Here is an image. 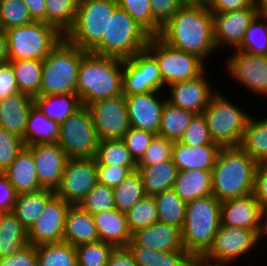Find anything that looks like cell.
Instances as JSON below:
<instances>
[{
  "label": "cell",
  "mask_w": 267,
  "mask_h": 266,
  "mask_svg": "<svg viewBox=\"0 0 267 266\" xmlns=\"http://www.w3.org/2000/svg\"><path fill=\"white\" fill-rule=\"evenodd\" d=\"M158 37L169 46L204 61L217 49L213 17L206 5L185 4L162 26Z\"/></svg>",
  "instance_id": "1"
},
{
  "label": "cell",
  "mask_w": 267,
  "mask_h": 266,
  "mask_svg": "<svg viewBox=\"0 0 267 266\" xmlns=\"http://www.w3.org/2000/svg\"><path fill=\"white\" fill-rule=\"evenodd\" d=\"M123 59L88 52L81 60L76 94L83 106L123 94Z\"/></svg>",
  "instance_id": "2"
},
{
  "label": "cell",
  "mask_w": 267,
  "mask_h": 266,
  "mask_svg": "<svg viewBox=\"0 0 267 266\" xmlns=\"http://www.w3.org/2000/svg\"><path fill=\"white\" fill-rule=\"evenodd\" d=\"M257 166L240 147H222L211 170L212 195L222 202L252 194Z\"/></svg>",
  "instance_id": "3"
},
{
  "label": "cell",
  "mask_w": 267,
  "mask_h": 266,
  "mask_svg": "<svg viewBox=\"0 0 267 266\" xmlns=\"http://www.w3.org/2000/svg\"><path fill=\"white\" fill-rule=\"evenodd\" d=\"M221 225V201L212 194L187 202L181 228L184 249L191 256H204Z\"/></svg>",
  "instance_id": "4"
},
{
  "label": "cell",
  "mask_w": 267,
  "mask_h": 266,
  "mask_svg": "<svg viewBox=\"0 0 267 266\" xmlns=\"http://www.w3.org/2000/svg\"><path fill=\"white\" fill-rule=\"evenodd\" d=\"M150 37L126 11L117 6L108 19L107 32L90 53L126 60L146 49Z\"/></svg>",
  "instance_id": "5"
},
{
  "label": "cell",
  "mask_w": 267,
  "mask_h": 266,
  "mask_svg": "<svg viewBox=\"0 0 267 266\" xmlns=\"http://www.w3.org/2000/svg\"><path fill=\"white\" fill-rule=\"evenodd\" d=\"M87 53L63 38L43 60L41 87L37 96L76 93L79 65Z\"/></svg>",
  "instance_id": "6"
},
{
  "label": "cell",
  "mask_w": 267,
  "mask_h": 266,
  "mask_svg": "<svg viewBox=\"0 0 267 266\" xmlns=\"http://www.w3.org/2000/svg\"><path fill=\"white\" fill-rule=\"evenodd\" d=\"M117 6V0H79L75 21L64 38L90 52L107 32L108 19Z\"/></svg>",
  "instance_id": "7"
},
{
  "label": "cell",
  "mask_w": 267,
  "mask_h": 266,
  "mask_svg": "<svg viewBox=\"0 0 267 266\" xmlns=\"http://www.w3.org/2000/svg\"><path fill=\"white\" fill-rule=\"evenodd\" d=\"M219 91L202 112L213 142L221 147H239L251 115Z\"/></svg>",
  "instance_id": "8"
},
{
  "label": "cell",
  "mask_w": 267,
  "mask_h": 266,
  "mask_svg": "<svg viewBox=\"0 0 267 266\" xmlns=\"http://www.w3.org/2000/svg\"><path fill=\"white\" fill-rule=\"evenodd\" d=\"M5 32L8 39L9 61L44 60L64 38L55 27L41 21L12 27Z\"/></svg>",
  "instance_id": "9"
},
{
  "label": "cell",
  "mask_w": 267,
  "mask_h": 266,
  "mask_svg": "<svg viewBox=\"0 0 267 266\" xmlns=\"http://www.w3.org/2000/svg\"><path fill=\"white\" fill-rule=\"evenodd\" d=\"M146 49L155 57L166 88L177 82L190 80L201 75L206 69L202 58L196 54L177 50L158 36H151Z\"/></svg>",
  "instance_id": "10"
},
{
  "label": "cell",
  "mask_w": 267,
  "mask_h": 266,
  "mask_svg": "<svg viewBox=\"0 0 267 266\" xmlns=\"http://www.w3.org/2000/svg\"><path fill=\"white\" fill-rule=\"evenodd\" d=\"M99 141L87 106H82L60 124L58 144L68 158H95Z\"/></svg>",
  "instance_id": "11"
},
{
  "label": "cell",
  "mask_w": 267,
  "mask_h": 266,
  "mask_svg": "<svg viewBox=\"0 0 267 266\" xmlns=\"http://www.w3.org/2000/svg\"><path fill=\"white\" fill-rule=\"evenodd\" d=\"M98 183L96 159L68 158L54 194L70 205H79Z\"/></svg>",
  "instance_id": "12"
},
{
  "label": "cell",
  "mask_w": 267,
  "mask_h": 266,
  "mask_svg": "<svg viewBox=\"0 0 267 266\" xmlns=\"http://www.w3.org/2000/svg\"><path fill=\"white\" fill-rule=\"evenodd\" d=\"M165 89L155 57L144 49L123 62V95Z\"/></svg>",
  "instance_id": "13"
},
{
  "label": "cell",
  "mask_w": 267,
  "mask_h": 266,
  "mask_svg": "<svg viewBox=\"0 0 267 266\" xmlns=\"http://www.w3.org/2000/svg\"><path fill=\"white\" fill-rule=\"evenodd\" d=\"M100 140L122 139L130 129L124 95L97 100L87 106Z\"/></svg>",
  "instance_id": "14"
},
{
  "label": "cell",
  "mask_w": 267,
  "mask_h": 266,
  "mask_svg": "<svg viewBox=\"0 0 267 266\" xmlns=\"http://www.w3.org/2000/svg\"><path fill=\"white\" fill-rule=\"evenodd\" d=\"M257 231L220 225L211 248L204 256L210 260L232 264L256 247Z\"/></svg>",
  "instance_id": "15"
},
{
  "label": "cell",
  "mask_w": 267,
  "mask_h": 266,
  "mask_svg": "<svg viewBox=\"0 0 267 266\" xmlns=\"http://www.w3.org/2000/svg\"><path fill=\"white\" fill-rule=\"evenodd\" d=\"M234 52L226 61L229 76L255 95L267 96V56L244 53L237 49Z\"/></svg>",
  "instance_id": "16"
},
{
  "label": "cell",
  "mask_w": 267,
  "mask_h": 266,
  "mask_svg": "<svg viewBox=\"0 0 267 266\" xmlns=\"http://www.w3.org/2000/svg\"><path fill=\"white\" fill-rule=\"evenodd\" d=\"M70 204L55 194L47 201L38 220L27 231L34 246L63 241L65 217Z\"/></svg>",
  "instance_id": "17"
},
{
  "label": "cell",
  "mask_w": 267,
  "mask_h": 266,
  "mask_svg": "<svg viewBox=\"0 0 267 266\" xmlns=\"http://www.w3.org/2000/svg\"><path fill=\"white\" fill-rule=\"evenodd\" d=\"M207 78L205 70L196 78L169 85L170 98L167 96V102L172 106L201 114L211 98L218 92V89H213L214 87L210 85Z\"/></svg>",
  "instance_id": "18"
},
{
  "label": "cell",
  "mask_w": 267,
  "mask_h": 266,
  "mask_svg": "<svg viewBox=\"0 0 267 266\" xmlns=\"http://www.w3.org/2000/svg\"><path fill=\"white\" fill-rule=\"evenodd\" d=\"M258 14L257 8L212 13L214 41L217 49L228 48L227 46L232 50L237 49L241 45L250 23Z\"/></svg>",
  "instance_id": "19"
},
{
  "label": "cell",
  "mask_w": 267,
  "mask_h": 266,
  "mask_svg": "<svg viewBox=\"0 0 267 266\" xmlns=\"http://www.w3.org/2000/svg\"><path fill=\"white\" fill-rule=\"evenodd\" d=\"M160 94V91H149L124 95L131 127L151 131L158 135L162 110L167 102V99L162 98Z\"/></svg>",
  "instance_id": "20"
},
{
  "label": "cell",
  "mask_w": 267,
  "mask_h": 266,
  "mask_svg": "<svg viewBox=\"0 0 267 266\" xmlns=\"http://www.w3.org/2000/svg\"><path fill=\"white\" fill-rule=\"evenodd\" d=\"M26 147L32 152L40 186L55 191L68 160L67 154L58 143H36Z\"/></svg>",
  "instance_id": "21"
},
{
  "label": "cell",
  "mask_w": 267,
  "mask_h": 266,
  "mask_svg": "<svg viewBox=\"0 0 267 266\" xmlns=\"http://www.w3.org/2000/svg\"><path fill=\"white\" fill-rule=\"evenodd\" d=\"M128 245L143 246L156 251L185 250L181 229L160 221L132 233Z\"/></svg>",
  "instance_id": "22"
},
{
  "label": "cell",
  "mask_w": 267,
  "mask_h": 266,
  "mask_svg": "<svg viewBox=\"0 0 267 266\" xmlns=\"http://www.w3.org/2000/svg\"><path fill=\"white\" fill-rule=\"evenodd\" d=\"M261 206L254 194L221 202V225L258 230Z\"/></svg>",
  "instance_id": "23"
},
{
  "label": "cell",
  "mask_w": 267,
  "mask_h": 266,
  "mask_svg": "<svg viewBox=\"0 0 267 266\" xmlns=\"http://www.w3.org/2000/svg\"><path fill=\"white\" fill-rule=\"evenodd\" d=\"M221 148L218 143L196 147L175 141L172 160L178 171L198 169L211 171Z\"/></svg>",
  "instance_id": "24"
},
{
  "label": "cell",
  "mask_w": 267,
  "mask_h": 266,
  "mask_svg": "<svg viewBox=\"0 0 267 266\" xmlns=\"http://www.w3.org/2000/svg\"><path fill=\"white\" fill-rule=\"evenodd\" d=\"M34 97L18 92L0 101V127L24 140L27 118Z\"/></svg>",
  "instance_id": "25"
},
{
  "label": "cell",
  "mask_w": 267,
  "mask_h": 266,
  "mask_svg": "<svg viewBox=\"0 0 267 266\" xmlns=\"http://www.w3.org/2000/svg\"><path fill=\"white\" fill-rule=\"evenodd\" d=\"M98 239L114 247H127L132 233L129 230L125 213L114 208L93 215Z\"/></svg>",
  "instance_id": "26"
},
{
  "label": "cell",
  "mask_w": 267,
  "mask_h": 266,
  "mask_svg": "<svg viewBox=\"0 0 267 266\" xmlns=\"http://www.w3.org/2000/svg\"><path fill=\"white\" fill-rule=\"evenodd\" d=\"M63 241L74 247L99 241L93 215L79 205H70L65 217Z\"/></svg>",
  "instance_id": "27"
},
{
  "label": "cell",
  "mask_w": 267,
  "mask_h": 266,
  "mask_svg": "<svg viewBox=\"0 0 267 266\" xmlns=\"http://www.w3.org/2000/svg\"><path fill=\"white\" fill-rule=\"evenodd\" d=\"M4 174L18 194L43 189L39 184L32 152L26 146L16 156V159L5 170Z\"/></svg>",
  "instance_id": "28"
},
{
  "label": "cell",
  "mask_w": 267,
  "mask_h": 266,
  "mask_svg": "<svg viewBox=\"0 0 267 266\" xmlns=\"http://www.w3.org/2000/svg\"><path fill=\"white\" fill-rule=\"evenodd\" d=\"M173 189L185 202L211 195V171L201 169L178 171Z\"/></svg>",
  "instance_id": "29"
},
{
  "label": "cell",
  "mask_w": 267,
  "mask_h": 266,
  "mask_svg": "<svg viewBox=\"0 0 267 266\" xmlns=\"http://www.w3.org/2000/svg\"><path fill=\"white\" fill-rule=\"evenodd\" d=\"M34 105L50 120L61 124L83 105L76 93L35 96Z\"/></svg>",
  "instance_id": "30"
},
{
  "label": "cell",
  "mask_w": 267,
  "mask_h": 266,
  "mask_svg": "<svg viewBox=\"0 0 267 266\" xmlns=\"http://www.w3.org/2000/svg\"><path fill=\"white\" fill-rule=\"evenodd\" d=\"M146 195H155L173 188L178 169L173 160H167L155 165L137 166Z\"/></svg>",
  "instance_id": "31"
},
{
  "label": "cell",
  "mask_w": 267,
  "mask_h": 266,
  "mask_svg": "<svg viewBox=\"0 0 267 266\" xmlns=\"http://www.w3.org/2000/svg\"><path fill=\"white\" fill-rule=\"evenodd\" d=\"M60 124L48 119L35 105L30 109L25 130L24 143H58Z\"/></svg>",
  "instance_id": "32"
},
{
  "label": "cell",
  "mask_w": 267,
  "mask_h": 266,
  "mask_svg": "<svg viewBox=\"0 0 267 266\" xmlns=\"http://www.w3.org/2000/svg\"><path fill=\"white\" fill-rule=\"evenodd\" d=\"M53 195L54 191L50 189H41L36 192L17 195L12 212L27 231L38 220L45 204Z\"/></svg>",
  "instance_id": "33"
},
{
  "label": "cell",
  "mask_w": 267,
  "mask_h": 266,
  "mask_svg": "<svg viewBox=\"0 0 267 266\" xmlns=\"http://www.w3.org/2000/svg\"><path fill=\"white\" fill-rule=\"evenodd\" d=\"M28 244L27 230L12 211L5 212L0 221V259L18 253Z\"/></svg>",
  "instance_id": "34"
},
{
  "label": "cell",
  "mask_w": 267,
  "mask_h": 266,
  "mask_svg": "<svg viewBox=\"0 0 267 266\" xmlns=\"http://www.w3.org/2000/svg\"><path fill=\"white\" fill-rule=\"evenodd\" d=\"M138 266H189L191 255L186 250L156 251L138 245H127Z\"/></svg>",
  "instance_id": "35"
},
{
  "label": "cell",
  "mask_w": 267,
  "mask_h": 266,
  "mask_svg": "<svg viewBox=\"0 0 267 266\" xmlns=\"http://www.w3.org/2000/svg\"><path fill=\"white\" fill-rule=\"evenodd\" d=\"M250 117L239 147L257 163L267 162V118Z\"/></svg>",
  "instance_id": "36"
},
{
  "label": "cell",
  "mask_w": 267,
  "mask_h": 266,
  "mask_svg": "<svg viewBox=\"0 0 267 266\" xmlns=\"http://www.w3.org/2000/svg\"><path fill=\"white\" fill-rule=\"evenodd\" d=\"M13 68L18 90L35 97L39 94L43 70V60L26 59L8 61Z\"/></svg>",
  "instance_id": "37"
},
{
  "label": "cell",
  "mask_w": 267,
  "mask_h": 266,
  "mask_svg": "<svg viewBox=\"0 0 267 266\" xmlns=\"http://www.w3.org/2000/svg\"><path fill=\"white\" fill-rule=\"evenodd\" d=\"M194 115V112L172 106L169 102H166L161 114L158 136L174 142L179 141Z\"/></svg>",
  "instance_id": "38"
},
{
  "label": "cell",
  "mask_w": 267,
  "mask_h": 266,
  "mask_svg": "<svg viewBox=\"0 0 267 266\" xmlns=\"http://www.w3.org/2000/svg\"><path fill=\"white\" fill-rule=\"evenodd\" d=\"M157 210L158 221L182 228L185 220L187 202L182 200L173 188L153 195Z\"/></svg>",
  "instance_id": "39"
},
{
  "label": "cell",
  "mask_w": 267,
  "mask_h": 266,
  "mask_svg": "<svg viewBox=\"0 0 267 266\" xmlns=\"http://www.w3.org/2000/svg\"><path fill=\"white\" fill-rule=\"evenodd\" d=\"M115 208L126 213L146 196L142 177L138 170L132 171L118 186L113 188Z\"/></svg>",
  "instance_id": "40"
},
{
  "label": "cell",
  "mask_w": 267,
  "mask_h": 266,
  "mask_svg": "<svg viewBox=\"0 0 267 266\" xmlns=\"http://www.w3.org/2000/svg\"><path fill=\"white\" fill-rule=\"evenodd\" d=\"M38 266H78L76 248L65 242L36 246Z\"/></svg>",
  "instance_id": "41"
},
{
  "label": "cell",
  "mask_w": 267,
  "mask_h": 266,
  "mask_svg": "<svg viewBox=\"0 0 267 266\" xmlns=\"http://www.w3.org/2000/svg\"><path fill=\"white\" fill-rule=\"evenodd\" d=\"M95 159L97 165L137 167V162L122 139L100 140Z\"/></svg>",
  "instance_id": "42"
},
{
  "label": "cell",
  "mask_w": 267,
  "mask_h": 266,
  "mask_svg": "<svg viewBox=\"0 0 267 266\" xmlns=\"http://www.w3.org/2000/svg\"><path fill=\"white\" fill-rule=\"evenodd\" d=\"M79 0H45L46 24L65 35L73 26Z\"/></svg>",
  "instance_id": "43"
},
{
  "label": "cell",
  "mask_w": 267,
  "mask_h": 266,
  "mask_svg": "<svg viewBox=\"0 0 267 266\" xmlns=\"http://www.w3.org/2000/svg\"><path fill=\"white\" fill-rule=\"evenodd\" d=\"M237 50L258 56H267V15L258 14L253 19Z\"/></svg>",
  "instance_id": "44"
},
{
  "label": "cell",
  "mask_w": 267,
  "mask_h": 266,
  "mask_svg": "<svg viewBox=\"0 0 267 266\" xmlns=\"http://www.w3.org/2000/svg\"><path fill=\"white\" fill-rule=\"evenodd\" d=\"M125 216L131 233L158 222L159 215L154 197L146 195L127 211Z\"/></svg>",
  "instance_id": "45"
},
{
  "label": "cell",
  "mask_w": 267,
  "mask_h": 266,
  "mask_svg": "<svg viewBox=\"0 0 267 266\" xmlns=\"http://www.w3.org/2000/svg\"><path fill=\"white\" fill-rule=\"evenodd\" d=\"M34 22L22 0H0V28L27 25Z\"/></svg>",
  "instance_id": "46"
},
{
  "label": "cell",
  "mask_w": 267,
  "mask_h": 266,
  "mask_svg": "<svg viewBox=\"0 0 267 266\" xmlns=\"http://www.w3.org/2000/svg\"><path fill=\"white\" fill-rule=\"evenodd\" d=\"M78 266H107L114 246L102 241L85 243L75 247Z\"/></svg>",
  "instance_id": "47"
},
{
  "label": "cell",
  "mask_w": 267,
  "mask_h": 266,
  "mask_svg": "<svg viewBox=\"0 0 267 266\" xmlns=\"http://www.w3.org/2000/svg\"><path fill=\"white\" fill-rule=\"evenodd\" d=\"M79 206L91 215L114 209L113 188L97 183L80 202Z\"/></svg>",
  "instance_id": "48"
},
{
  "label": "cell",
  "mask_w": 267,
  "mask_h": 266,
  "mask_svg": "<svg viewBox=\"0 0 267 266\" xmlns=\"http://www.w3.org/2000/svg\"><path fill=\"white\" fill-rule=\"evenodd\" d=\"M117 3L151 36H155V18L152 15L150 0H117Z\"/></svg>",
  "instance_id": "49"
},
{
  "label": "cell",
  "mask_w": 267,
  "mask_h": 266,
  "mask_svg": "<svg viewBox=\"0 0 267 266\" xmlns=\"http://www.w3.org/2000/svg\"><path fill=\"white\" fill-rule=\"evenodd\" d=\"M174 141L156 135L144 155L137 162V166H149L171 160Z\"/></svg>",
  "instance_id": "50"
},
{
  "label": "cell",
  "mask_w": 267,
  "mask_h": 266,
  "mask_svg": "<svg viewBox=\"0 0 267 266\" xmlns=\"http://www.w3.org/2000/svg\"><path fill=\"white\" fill-rule=\"evenodd\" d=\"M24 140L0 127V172L5 170L16 159V156L24 149Z\"/></svg>",
  "instance_id": "51"
},
{
  "label": "cell",
  "mask_w": 267,
  "mask_h": 266,
  "mask_svg": "<svg viewBox=\"0 0 267 266\" xmlns=\"http://www.w3.org/2000/svg\"><path fill=\"white\" fill-rule=\"evenodd\" d=\"M179 141L186 145L196 147L200 145L216 143L213 142L210 136L209 128L203 113L195 114L193 116L188 128L185 130Z\"/></svg>",
  "instance_id": "52"
},
{
  "label": "cell",
  "mask_w": 267,
  "mask_h": 266,
  "mask_svg": "<svg viewBox=\"0 0 267 266\" xmlns=\"http://www.w3.org/2000/svg\"><path fill=\"white\" fill-rule=\"evenodd\" d=\"M155 136L156 134L151 131L130 127V129L124 134L122 140L134 160L138 162Z\"/></svg>",
  "instance_id": "53"
},
{
  "label": "cell",
  "mask_w": 267,
  "mask_h": 266,
  "mask_svg": "<svg viewBox=\"0 0 267 266\" xmlns=\"http://www.w3.org/2000/svg\"><path fill=\"white\" fill-rule=\"evenodd\" d=\"M185 3L182 0H150L152 15L155 18V36L161 28Z\"/></svg>",
  "instance_id": "54"
},
{
  "label": "cell",
  "mask_w": 267,
  "mask_h": 266,
  "mask_svg": "<svg viewBox=\"0 0 267 266\" xmlns=\"http://www.w3.org/2000/svg\"><path fill=\"white\" fill-rule=\"evenodd\" d=\"M135 170H137V167L97 165L98 183L114 188Z\"/></svg>",
  "instance_id": "55"
},
{
  "label": "cell",
  "mask_w": 267,
  "mask_h": 266,
  "mask_svg": "<svg viewBox=\"0 0 267 266\" xmlns=\"http://www.w3.org/2000/svg\"><path fill=\"white\" fill-rule=\"evenodd\" d=\"M0 266H38L36 246L28 244L18 253L1 258Z\"/></svg>",
  "instance_id": "56"
},
{
  "label": "cell",
  "mask_w": 267,
  "mask_h": 266,
  "mask_svg": "<svg viewBox=\"0 0 267 266\" xmlns=\"http://www.w3.org/2000/svg\"><path fill=\"white\" fill-rule=\"evenodd\" d=\"M18 92L12 65L9 62L0 64V101Z\"/></svg>",
  "instance_id": "57"
},
{
  "label": "cell",
  "mask_w": 267,
  "mask_h": 266,
  "mask_svg": "<svg viewBox=\"0 0 267 266\" xmlns=\"http://www.w3.org/2000/svg\"><path fill=\"white\" fill-rule=\"evenodd\" d=\"M206 6L211 13H226L244 8H256L255 0H208Z\"/></svg>",
  "instance_id": "58"
},
{
  "label": "cell",
  "mask_w": 267,
  "mask_h": 266,
  "mask_svg": "<svg viewBox=\"0 0 267 266\" xmlns=\"http://www.w3.org/2000/svg\"><path fill=\"white\" fill-rule=\"evenodd\" d=\"M253 194L261 208L267 207V162L258 163Z\"/></svg>",
  "instance_id": "59"
},
{
  "label": "cell",
  "mask_w": 267,
  "mask_h": 266,
  "mask_svg": "<svg viewBox=\"0 0 267 266\" xmlns=\"http://www.w3.org/2000/svg\"><path fill=\"white\" fill-rule=\"evenodd\" d=\"M18 193L8 182L4 173L0 172V210L3 212L13 211Z\"/></svg>",
  "instance_id": "60"
},
{
  "label": "cell",
  "mask_w": 267,
  "mask_h": 266,
  "mask_svg": "<svg viewBox=\"0 0 267 266\" xmlns=\"http://www.w3.org/2000/svg\"><path fill=\"white\" fill-rule=\"evenodd\" d=\"M107 266H138L128 247H114Z\"/></svg>",
  "instance_id": "61"
},
{
  "label": "cell",
  "mask_w": 267,
  "mask_h": 266,
  "mask_svg": "<svg viewBox=\"0 0 267 266\" xmlns=\"http://www.w3.org/2000/svg\"><path fill=\"white\" fill-rule=\"evenodd\" d=\"M34 21L46 23L45 0H22Z\"/></svg>",
  "instance_id": "62"
},
{
  "label": "cell",
  "mask_w": 267,
  "mask_h": 266,
  "mask_svg": "<svg viewBox=\"0 0 267 266\" xmlns=\"http://www.w3.org/2000/svg\"><path fill=\"white\" fill-rule=\"evenodd\" d=\"M189 266H230V263L210 260L205 256H192Z\"/></svg>",
  "instance_id": "63"
},
{
  "label": "cell",
  "mask_w": 267,
  "mask_h": 266,
  "mask_svg": "<svg viewBox=\"0 0 267 266\" xmlns=\"http://www.w3.org/2000/svg\"><path fill=\"white\" fill-rule=\"evenodd\" d=\"M9 61L8 39L5 30L0 28V64Z\"/></svg>",
  "instance_id": "64"
},
{
  "label": "cell",
  "mask_w": 267,
  "mask_h": 266,
  "mask_svg": "<svg viewBox=\"0 0 267 266\" xmlns=\"http://www.w3.org/2000/svg\"><path fill=\"white\" fill-rule=\"evenodd\" d=\"M266 217V218H265ZM267 234V207L261 208L259 228L257 231V240L258 243L261 242L262 236Z\"/></svg>",
  "instance_id": "65"
},
{
  "label": "cell",
  "mask_w": 267,
  "mask_h": 266,
  "mask_svg": "<svg viewBox=\"0 0 267 266\" xmlns=\"http://www.w3.org/2000/svg\"><path fill=\"white\" fill-rule=\"evenodd\" d=\"M256 8L261 15H267V0H255Z\"/></svg>",
  "instance_id": "66"
},
{
  "label": "cell",
  "mask_w": 267,
  "mask_h": 266,
  "mask_svg": "<svg viewBox=\"0 0 267 266\" xmlns=\"http://www.w3.org/2000/svg\"><path fill=\"white\" fill-rule=\"evenodd\" d=\"M185 4L189 5H206L208 0H182Z\"/></svg>",
  "instance_id": "67"
},
{
  "label": "cell",
  "mask_w": 267,
  "mask_h": 266,
  "mask_svg": "<svg viewBox=\"0 0 267 266\" xmlns=\"http://www.w3.org/2000/svg\"><path fill=\"white\" fill-rule=\"evenodd\" d=\"M4 213L5 212H3L2 210H0V221H1V218H2V216H3Z\"/></svg>",
  "instance_id": "68"
}]
</instances>
